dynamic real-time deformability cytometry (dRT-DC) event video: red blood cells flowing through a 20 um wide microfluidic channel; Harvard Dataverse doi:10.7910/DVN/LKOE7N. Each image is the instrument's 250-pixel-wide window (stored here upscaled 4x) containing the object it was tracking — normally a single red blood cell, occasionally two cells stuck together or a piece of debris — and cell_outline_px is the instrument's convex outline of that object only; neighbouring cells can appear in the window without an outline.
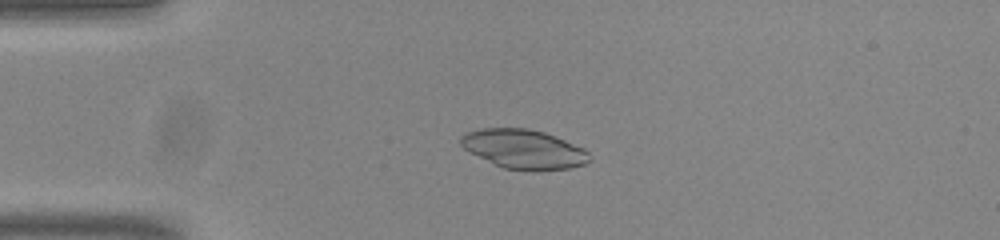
{"species": "common noctule bat (a hibernating species)", "species_latin": "Nyctalus noctula", "temperature_condition": "room temperature", "stored_images_in_passage": 53, "camera_frame_rate_fps": 3000, "um_per_image_px": 0.085, "animal": {"sex": "male", "body_mass_g": 20.0, "forearm_length_mm": 53.3}, "frame": {"image": 1, "passage_image": 13, "time_ms": 4.0, "image_size_px": [1000, 240], "cell_outline_px": [[592, 160], [584, 164], [568, 168], [540, 172], [532, 172], [504, 168], [468, 152], [460, 144], [460, 136], [468, 132], [480, 128], [528, 128], [544, 132], [584, 148], [588, 152]], "centroid_in_image_um": [44.52, 12.69], "position_along_channel_um": 40.5, "area_um2": 29.71}}
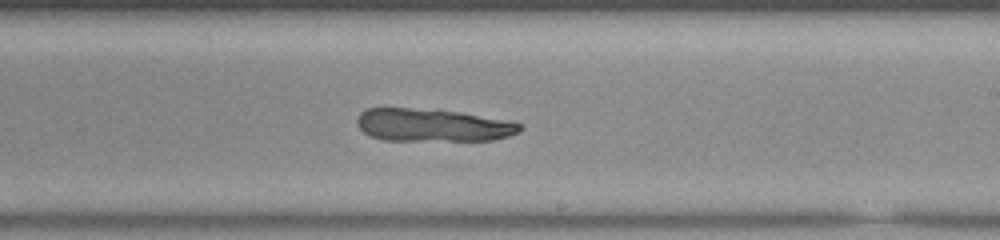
{"frame": {"image": 2, "passage_image": 32, "time_ms": 10.333, "image_size_px": [1000, 240], "cell_outline_px": [[524, 128], [520, 132], [496, 140], [384, 140], [372, 136], [364, 132], [360, 128], [356, 120], [360, 112], [364, 108], [408, 108], [460, 112], [504, 120], [520, 124]], "centroid_in_image_um": [36.76, 10.64], "position_along_channel_um": 252.2, "area_um2": 30.87}}
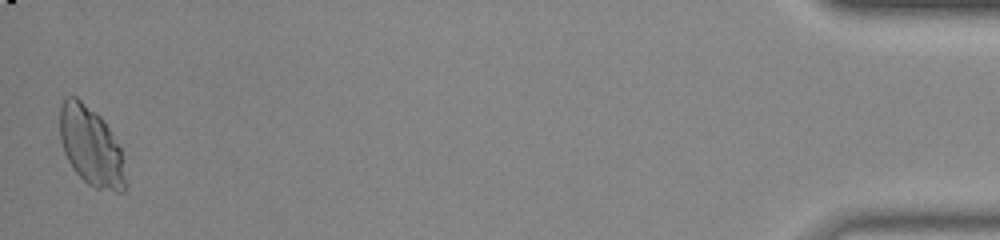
{"frame": {"image": 3, "passage_image": 53, "time_ms": 17.333, "image_size_px": [1000, 240], "cell_outline_px": [[128, 184], [124, 192], [116, 192], [96, 188], [88, 184], [72, 168], [64, 152], [60, 140], [60, 104], [64, 96], [76, 96], [96, 112], [104, 120], [120, 148]], "centroid_in_image_um": [7.74, 12.44], "position_along_channel_um": 427.5, "area_um2": 30.52}}